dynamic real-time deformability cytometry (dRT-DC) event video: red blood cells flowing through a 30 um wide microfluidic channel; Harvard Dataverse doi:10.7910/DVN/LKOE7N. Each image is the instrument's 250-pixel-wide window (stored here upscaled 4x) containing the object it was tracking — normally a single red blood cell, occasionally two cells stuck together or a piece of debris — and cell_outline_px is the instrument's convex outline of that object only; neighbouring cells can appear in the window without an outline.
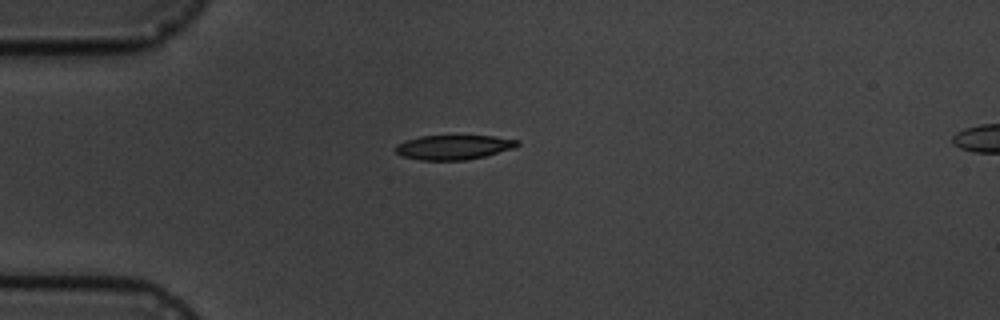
{"species": "common noctule bat (a hibernating species)", "species_latin": "Nyctalus noctula", "temperature_condition": "cold", "stored_images_in_passage": 12, "camera_frame_rate_fps": 3000, "um_per_image_px": 0.085, "animal": {"sex": "male", "body_mass_g": 19.5, "forearm_length_mm": 54.6}, "frame": {"image": 1, "passage_image": 1, "time_ms": 0.0, "image_size_px": [1000, 320], "cell_outline_px": [[520, 144], [516, 148], [484, 156], [464, 160], [420, 160], [404, 156], [396, 152], [396, 144], [404, 140], [420, 136], [492, 136], [520, 140]], "centroid_in_image_um": [38.58, 12.51], "position_along_channel_um": 46.4, "area_um2": 17.4}}
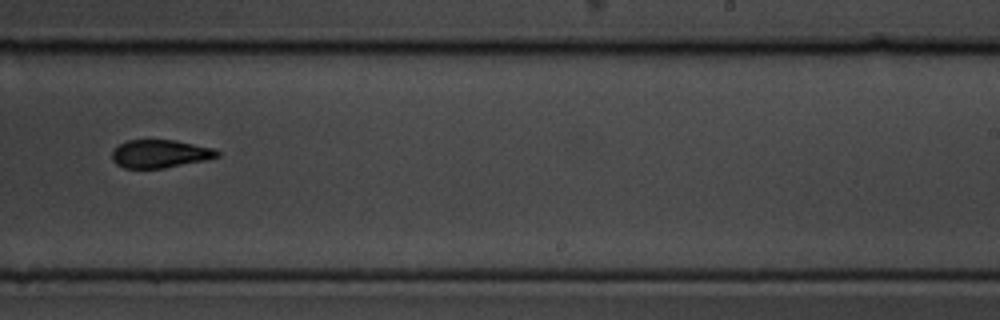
{"frame": {"image": 2, "passage_image": 7, "time_ms": 7.0, "image_size_px": [1000, 320], "cell_outline_px": [[220, 156], [204, 160], [164, 168], [124, 168], [116, 164], [112, 160], [112, 152], [116, 144], [128, 140], [176, 140], [212, 148], [220, 152]], "centroid_in_image_um": [13.56, 13.06], "position_along_channel_um": 275.4, "area_um2": 17.22}}
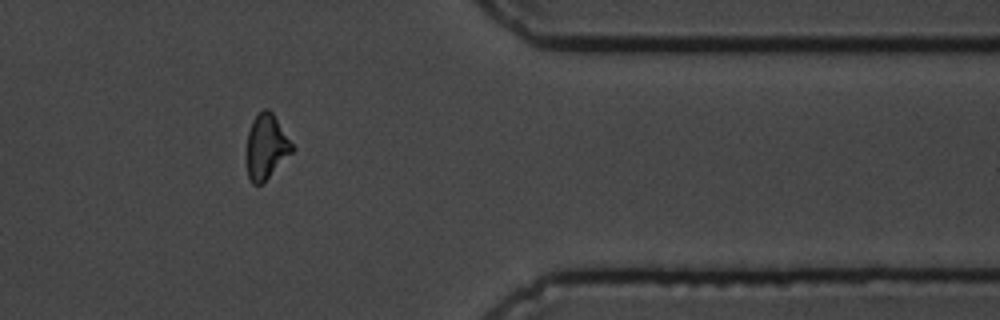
{"frame": {"image": 3, "passage_image": 10, "time_ms": 10.667, "image_size_px": [1000, 320], "cell_outline_px": [[296, 148], [264, 184], [252, 184], [248, 176], [244, 156], [244, 152], [248, 132], [252, 120], [264, 108], [268, 108], [272, 112]], "centroid_in_image_um": [22.6, 12.51], "position_along_channel_um": 388.8, "area_um2": 17.86}, "authors_computed_cell_mechanics": {"area_um2": 17.7735, "velocity_mm_per_s": 3.5461, "shape_relaxation_time_tau1_ms": 3.231, "shape_relaxation_time_tau2_ms": 5.7755, "deformation_change_tau1": 0.1351, "deformation_change_tau2": 0.1182}}